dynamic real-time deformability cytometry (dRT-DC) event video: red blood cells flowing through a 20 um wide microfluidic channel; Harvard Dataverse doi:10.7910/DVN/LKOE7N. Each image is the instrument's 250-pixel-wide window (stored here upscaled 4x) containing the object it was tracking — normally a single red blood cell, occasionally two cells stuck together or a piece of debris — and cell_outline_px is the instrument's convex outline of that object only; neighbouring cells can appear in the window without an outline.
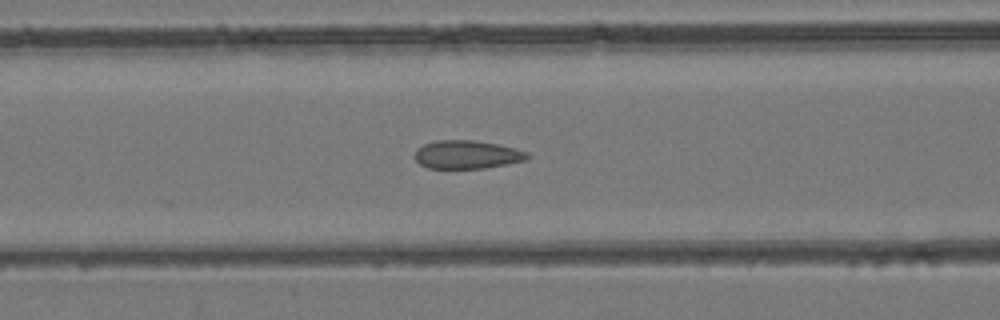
{"species": "common noctule bat (a hibernating species)", "species_latin": "Nyctalus noctula", "temperature_condition": "room temperature", "stored_images_in_passage": 50, "camera_frame_rate_fps": 3000, "um_per_image_px": 0.085, "animal": {"sex": "female", "body_mass_g": 24.6, "forearm_length_mm": 56.2}, "frame": {"image": 1, "passage_image": 21, "time_ms": 6.667, "image_size_px": [1000, 320], "cell_outline_px": [[532, 156], [524, 160], [508, 164], [484, 168], [428, 168], [420, 164], [412, 156], [416, 148], [424, 144], [436, 140], [476, 140], [496, 144], [528, 152]], "centroid_in_image_um": [39.65, 13.14], "position_along_channel_um": 126.9, "area_um2": 18.67}}
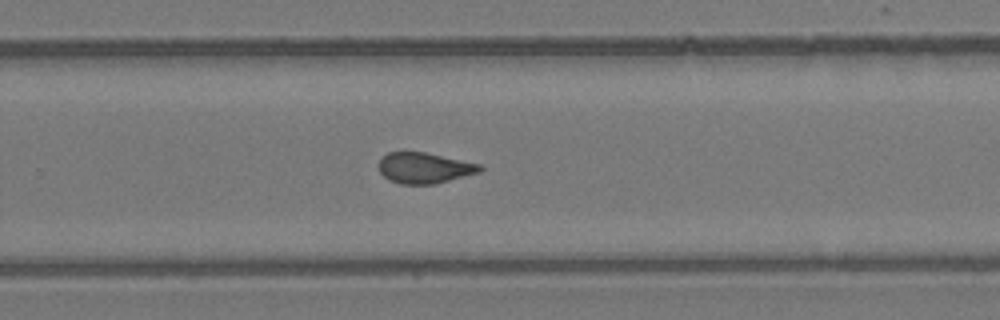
{"frame": {"image": 2, "passage_image": 33, "time_ms": 10.667, "image_size_px": [1000, 320], "cell_outline_px": [[484, 168], [480, 172], [436, 184], [400, 184], [388, 180], [380, 172], [380, 160], [388, 152], [424, 152], [480, 164]], "centroid_in_image_um": [36.09, 14.29], "position_along_channel_um": 293.7, "area_um2": 18.03}}
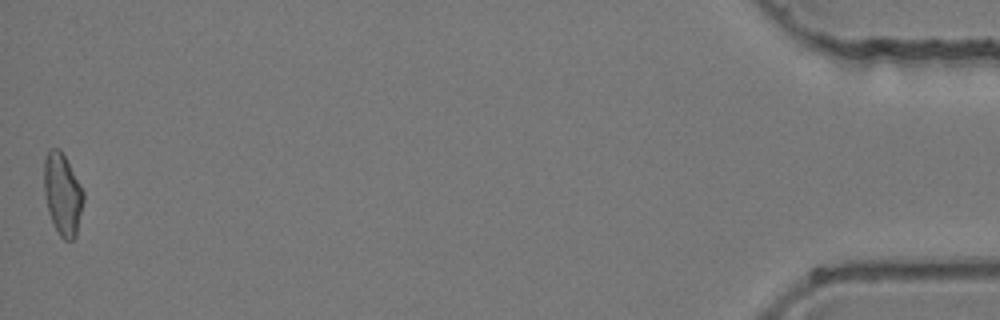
{"frame": {"image": 3, "passage_image": 50, "time_ms": 16.333, "image_size_px": [1000, 320], "cell_outline_px": [[84, 200], [76, 236], [72, 240], [64, 240], [60, 236], [48, 212], [44, 196], [44, 156], [48, 148], [60, 148], [84, 192]], "centroid_in_image_um": [5.3, 16.48], "position_along_channel_um": 429.9, "area_um2": 18.84}}